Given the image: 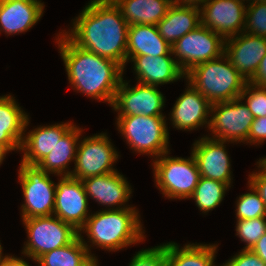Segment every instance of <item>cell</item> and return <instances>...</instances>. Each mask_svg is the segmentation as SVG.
Segmentation results:
<instances>
[{"instance_id": "1", "label": "cell", "mask_w": 266, "mask_h": 266, "mask_svg": "<svg viewBox=\"0 0 266 266\" xmlns=\"http://www.w3.org/2000/svg\"><path fill=\"white\" fill-rule=\"evenodd\" d=\"M64 34L78 47L117 62L127 63L129 25L113 0H91Z\"/></svg>"}, {"instance_id": "2", "label": "cell", "mask_w": 266, "mask_h": 266, "mask_svg": "<svg viewBox=\"0 0 266 266\" xmlns=\"http://www.w3.org/2000/svg\"><path fill=\"white\" fill-rule=\"evenodd\" d=\"M59 34L56 42L73 90L111 106L124 69L113 60L78 47L64 33Z\"/></svg>"}, {"instance_id": "3", "label": "cell", "mask_w": 266, "mask_h": 266, "mask_svg": "<svg viewBox=\"0 0 266 266\" xmlns=\"http://www.w3.org/2000/svg\"><path fill=\"white\" fill-rule=\"evenodd\" d=\"M83 231V232H82ZM87 233L92 246L119 251L144 240L145 232L137 208L99 210L91 213L79 235Z\"/></svg>"}, {"instance_id": "4", "label": "cell", "mask_w": 266, "mask_h": 266, "mask_svg": "<svg viewBox=\"0 0 266 266\" xmlns=\"http://www.w3.org/2000/svg\"><path fill=\"white\" fill-rule=\"evenodd\" d=\"M184 79L211 104L240 98L248 82L225 54L195 65L185 73Z\"/></svg>"}, {"instance_id": "5", "label": "cell", "mask_w": 266, "mask_h": 266, "mask_svg": "<svg viewBox=\"0 0 266 266\" xmlns=\"http://www.w3.org/2000/svg\"><path fill=\"white\" fill-rule=\"evenodd\" d=\"M165 118L144 115L118 116L116 124L131 150L156 159L170 152L169 130Z\"/></svg>"}, {"instance_id": "6", "label": "cell", "mask_w": 266, "mask_h": 266, "mask_svg": "<svg viewBox=\"0 0 266 266\" xmlns=\"http://www.w3.org/2000/svg\"><path fill=\"white\" fill-rule=\"evenodd\" d=\"M169 152L153 159L154 181L163 196L169 199H189L200 179L197 163L189 158L171 157Z\"/></svg>"}, {"instance_id": "7", "label": "cell", "mask_w": 266, "mask_h": 266, "mask_svg": "<svg viewBox=\"0 0 266 266\" xmlns=\"http://www.w3.org/2000/svg\"><path fill=\"white\" fill-rule=\"evenodd\" d=\"M28 240L24 242L23 256L37 261L42 255L70 244L78 235L71 224L50 215L22 219Z\"/></svg>"}, {"instance_id": "8", "label": "cell", "mask_w": 266, "mask_h": 266, "mask_svg": "<svg viewBox=\"0 0 266 266\" xmlns=\"http://www.w3.org/2000/svg\"><path fill=\"white\" fill-rule=\"evenodd\" d=\"M18 180L22 187L24 203L21 205V218L53 215L55 205L56 184L51 180L50 173L37 165L20 163Z\"/></svg>"}, {"instance_id": "9", "label": "cell", "mask_w": 266, "mask_h": 266, "mask_svg": "<svg viewBox=\"0 0 266 266\" xmlns=\"http://www.w3.org/2000/svg\"><path fill=\"white\" fill-rule=\"evenodd\" d=\"M224 51L225 39L202 25L172 45L174 59L184 73L197 64L219 58Z\"/></svg>"}, {"instance_id": "10", "label": "cell", "mask_w": 266, "mask_h": 266, "mask_svg": "<svg viewBox=\"0 0 266 266\" xmlns=\"http://www.w3.org/2000/svg\"><path fill=\"white\" fill-rule=\"evenodd\" d=\"M241 101V98H237L211 105L208 130L212 132V138L245 144L254 117Z\"/></svg>"}, {"instance_id": "11", "label": "cell", "mask_w": 266, "mask_h": 266, "mask_svg": "<svg viewBox=\"0 0 266 266\" xmlns=\"http://www.w3.org/2000/svg\"><path fill=\"white\" fill-rule=\"evenodd\" d=\"M106 134H94L79 140L71 177L83 180L117 171L113 164L119 159V155Z\"/></svg>"}, {"instance_id": "12", "label": "cell", "mask_w": 266, "mask_h": 266, "mask_svg": "<svg viewBox=\"0 0 266 266\" xmlns=\"http://www.w3.org/2000/svg\"><path fill=\"white\" fill-rule=\"evenodd\" d=\"M165 98L156 85L136 83L130 87L129 81L121 80L111 107L118 116H164L162 109Z\"/></svg>"}, {"instance_id": "13", "label": "cell", "mask_w": 266, "mask_h": 266, "mask_svg": "<svg viewBox=\"0 0 266 266\" xmlns=\"http://www.w3.org/2000/svg\"><path fill=\"white\" fill-rule=\"evenodd\" d=\"M245 18V0H207L200 7L201 25L224 39L242 33Z\"/></svg>"}, {"instance_id": "14", "label": "cell", "mask_w": 266, "mask_h": 266, "mask_svg": "<svg viewBox=\"0 0 266 266\" xmlns=\"http://www.w3.org/2000/svg\"><path fill=\"white\" fill-rule=\"evenodd\" d=\"M88 206V196L82 180L60 176L56 184L53 215L79 231L90 216Z\"/></svg>"}, {"instance_id": "15", "label": "cell", "mask_w": 266, "mask_h": 266, "mask_svg": "<svg viewBox=\"0 0 266 266\" xmlns=\"http://www.w3.org/2000/svg\"><path fill=\"white\" fill-rule=\"evenodd\" d=\"M228 141L203 136L193 144L191 154L197 163L200 176L217 180L231 187V162L225 143Z\"/></svg>"}, {"instance_id": "16", "label": "cell", "mask_w": 266, "mask_h": 266, "mask_svg": "<svg viewBox=\"0 0 266 266\" xmlns=\"http://www.w3.org/2000/svg\"><path fill=\"white\" fill-rule=\"evenodd\" d=\"M224 54L234 68L249 82L256 74L266 54V37L251 35L243 31L225 39Z\"/></svg>"}, {"instance_id": "17", "label": "cell", "mask_w": 266, "mask_h": 266, "mask_svg": "<svg viewBox=\"0 0 266 266\" xmlns=\"http://www.w3.org/2000/svg\"><path fill=\"white\" fill-rule=\"evenodd\" d=\"M82 182L88 199L90 196V198H93L98 204L105 205V210L136 208L126 205L131 198L132 188L126 178L118 171L87 177L83 179ZM115 206L117 207L115 208Z\"/></svg>"}, {"instance_id": "18", "label": "cell", "mask_w": 266, "mask_h": 266, "mask_svg": "<svg viewBox=\"0 0 266 266\" xmlns=\"http://www.w3.org/2000/svg\"><path fill=\"white\" fill-rule=\"evenodd\" d=\"M187 89L177 98L170 120L173 128L191 131L202 126L209 127L211 103L189 82Z\"/></svg>"}, {"instance_id": "19", "label": "cell", "mask_w": 266, "mask_h": 266, "mask_svg": "<svg viewBox=\"0 0 266 266\" xmlns=\"http://www.w3.org/2000/svg\"><path fill=\"white\" fill-rule=\"evenodd\" d=\"M29 117H27L24 127V137L20 146L23 152L21 162L29 165H37L45 158L60 141L61 137L74 125L73 123H56L47 126H38L27 132L29 125Z\"/></svg>"}, {"instance_id": "20", "label": "cell", "mask_w": 266, "mask_h": 266, "mask_svg": "<svg viewBox=\"0 0 266 266\" xmlns=\"http://www.w3.org/2000/svg\"><path fill=\"white\" fill-rule=\"evenodd\" d=\"M41 0H0V34L27 32L43 16Z\"/></svg>"}, {"instance_id": "21", "label": "cell", "mask_w": 266, "mask_h": 266, "mask_svg": "<svg viewBox=\"0 0 266 266\" xmlns=\"http://www.w3.org/2000/svg\"><path fill=\"white\" fill-rule=\"evenodd\" d=\"M173 58L172 56L141 55L134 56L129 61L134 62L133 69L138 83L158 86L185 78V73Z\"/></svg>"}, {"instance_id": "22", "label": "cell", "mask_w": 266, "mask_h": 266, "mask_svg": "<svg viewBox=\"0 0 266 266\" xmlns=\"http://www.w3.org/2000/svg\"><path fill=\"white\" fill-rule=\"evenodd\" d=\"M173 56L172 46L159 34L156 25H129L127 62L134 56Z\"/></svg>"}, {"instance_id": "23", "label": "cell", "mask_w": 266, "mask_h": 266, "mask_svg": "<svg viewBox=\"0 0 266 266\" xmlns=\"http://www.w3.org/2000/svg\"><path fill=\"white\" fill-rule=\"evenodd\" d=\"M200 25V7L178 5L173 2L165 17L156 26L159 34L172 46Z\"/></svg>"}, {"instance_id": "24", "label": "cell", "mask_w": 266, "mask_h": 266, "mask_svg": "<svg viewBox=\"0 0 266 266\" xmlns=\"http://www.w3.org/2000/svg\"><path fill=\"white\" fill-rule=\"evenodd\" d=\"M82 131L81 128L73 125L37 166L47 173L58 175V177L70 176L72 171L69 170L68 165L71 161L75 163L76 150Z\"/></svg>"}, {"instance_id": "25", "label": "cell", "mask_w": 266, "mask_h": 266, "mask_svg": "<svg viewBox=\"0 0 266 266\" xmlns=\"http://www.w3.org/2000/svg\"><path fill=\"white\" fill-rule=\"evenodd\" d=\"M128 25H157L167 14L173 0H113Z\"/></svg>"}, {"instance_id": "26", "label": "cell", "mask_w": 266, "mask_h": 266, "mask_svg": "<svg viewBox=\"0 0 266 266\" xmlns=\"http://www.w3.org/2000/svg\"><path fill=\"white\" fill-rule=\"evenodd\" d=\"M83 238L78 235L70 244L45 253L37 261L42 266H99L91 245Z\"/></svg>"}, {"instance_id": "27", "label": "cell", "mask_w": 266, "mask_h": 266, "mask_svg": "<svg viewBox=\"0 0 266 266\" xmlns=\"http://www.w3.org/2000/svg\"><path fill=\"white\" fill-rule=\"evenodd\" d=\"M218 244L189 243L180 248L178 243H167V266H217Z\"/></svg>"}, {"instance_id": "28", "label": "cell", "mask_w": 266, "mask_h": 266, "mask_svg": "<svg viewBox=\"0 0 266 266\" xmlns=\"http://www.w3.org/2000/svg\"><path fill=\"white\" fill-rule=\"evenodd\" d=\"M11 94L0 96V127L21 146L28 114L19 106Z\"/></svg>"}, {"instance_id": "29", "label": "cell", "mask_w": 266, "mask_h": 266, "mask_svg": "<svg viewBox=\"0 0 266 266\" xmlns=\"http://www.w3.org/2000/svg\"><path fill=\"white\" fill-rule=\"evenodd\" d=\"M229 187L228 184L200 176L194 193L189 199L195 200L199 210L206 214L220 205Z\"/></svg>"}, {"instance_id": "30", "label": "cell", "mask_w": 266, "mask_h": 266, "mask_svg": "<svg viewBox=\"0 0 266 266\" xmlns=\"http://www.w3.org/2000/svg\"><path fill=\"white\" fill-rule=\"evenodd\" d=\"M250 192L239 196L236 202L237 220L266 217V206L260 195L249 185Z\"/></svg>"}, {"instance_id": "31", "label": "cell", "mask_w": 266, "mask_h": 266, "mask_svg": "<svg viewBox=\"0 0 266 266\" xmlns=\"http://www.w3.org/2000/svg\"><path fill=\"white\" fill-rule=\"evenodd\" d=\"M236 235L245 243L243 249H251L266 233V217L236 221Z\"/></svg>"}, {"instance_id": "32", "label": "cell", "mask_w": 266, "mask_h": 266, "mask_svg": "<svg viewBox=\"0 0 266 266\" xmlns=\"http://www.w3.org/2000/svg\"><path fill=\"white\" fill-rule=\"evenodd\" d=\"M244 32L266 37V2L250 1L246 6Z\"/></svg>"}, {"instance_id": "33", "label": "cell", "mask_w": 266, "mask_h": 266, "mask_svg": "<svg viewBox=\"0 0 266 266\" xmlns=\"http://www.w3.org/2000/svg\"><path fill=\"white\" fill-rule=\"evenodd\" d=\"M240 98L241 100L246 98L244 103L254 118L266 116V87H259L247 82Z\"/></svg>"}, {"instance_id": "34", "label": "cell", "mask_w": 266, "mask_h": 266, "mask_svg": "<svg viewBox=\"0 0 266 266\" xmlns=\"http://www.w3.org/2000/svg\"><path fill=\"white\" fill-rule=\"evenodd\" d=\"M129 266H167V243L141 249L133 256Z\"/></svg>"}, {"instance_id": "35", "label": "cell", "mask_w": 266, "mask_h": 266, "mask_svg": "<svg viewBox=\"0 0 266 266\" xmlns=\"http://www.w3.org/2000/svg\"><path fill=\"white\" fill-rule=\"evenodd\" d=\"M221 266H266V263L250 249H242Z\"/></svg>"}, {"instance_id": "36", "label": "cell", "mask_w": 266, "mask_h": 266, "mask_svg": "<svg viewBox=\"0 0 266 266\" xmlns=\"http://www.w3.org/2000/svg\"><path fill=\"white\" fill-rule=\"evenodd\" d=\"M266 140V116L254 118L251 124L248 138L245 141L249 144L261 145Z\"/></svg>"}, {"instance_id": "37", "label": "cell", "mask_w": 266, "mask_h": 266, "mask_svg": "<svg viewBox=\"0 0 266 266\" xmlns=\"http://www.w3.org/2000/svg\"><path fill=\"white\" fill-rule=\"evenodd\" d=\"M258 170L249 174L248 184L260 195L266 206V169L257 161Z\"/></svg>"}, {"instance_id": "38", "label": "cell", "mask_w": 266, "mask_h": 266, "mask_svg": "<svg viewBox=\"0 0 266 266\" xmlns=\"http://www.w3.org/2000/svg\"><path fill=\"white\" fill-rule=\"evenodd\" d=\"M0 148H4L8 152L20 151V145L7 133V127H0Z\"/></svg>"}, {"instance_id": "39", "label": "cell", "mask_w": 266, "mask_h": 266, "mask_svg": "<svg viewBox=\"0 0 266 266\" xmlns=\"http://www.w3.org/2000/svg\"><path fill=\"white\" fill-rule=\"evenodd\" d=\"M249 82L259 87H266V54L261 60L256 74Z\"/></svg>"}, {"instance_id": "40", "label": "cell", "mask_w": 266, "mask_h": 266, "mask_svg": "<svg viewBox=\"0 0 266 266\" xmlns=\"http://www.w3.org/2000/svg\"><path fill=\"white\" fill-rule=\"evenodd\" d=\"M266 263V233L250 249Z\"/></svg>"}, {"instance_id": "41", "label": "cell", "mask_w": 266, "mask_h": 266, "mask_svg": "<svg viewBox=\"0 0 266 266\" xmlns=\"http://www.w3.org/2000/svg\"><path fill=\"white\" fill-rule=\"evenodd\" d=\"M0 266H31L27 261L22 258L15 257L14 255H6Z\"/></svg>"}, {"instance_id": "42", "label": "cell", "mask_w": 266, "mask_h": 266, "mask_svg": "<svg viewBox=\"0 0 266 266\" xmlns=\"http://www.w3.org/2000/svg\"><path fill=\"white\" fill-rule=\"evenodd\" d=\"M178 5L201 7L207 0H173Z\"/></svg>"}, {"instance_id": "43", "label": "cell", "mask_w": 266, "mask_h": 266, "mask_svg": "<svg viewBox=\"0 0 266 266\" xmlns=\"http://www.w3.org/2000/svg\"><path fill=\"white\" fill-rule=\"evenodd\" d=\"M6 153L8 154L9 152L4 148H0V165L3 163Z\"/></svg>"}, {"instance_id": "44", "label": "cell", "mask_w": 266, "mask_h": 266, "mask_svg": "<svg viewBox=\"0 0 266 266\" xmlns=\"http://www.w3.org/2000/svg\"><path fill=\"white\" fill-rule=\"evenodd\" d=\"M258 162L266 169V157H262V159H259Z\"/></svg>"}, {"instance_id": "45", "label": "cell", "mask_w": 266, "mask_h": 266, "mask_svg": "<svg viewBox=\"0 0 266 266\" xmlns=\"http://www.w3.org/2000/svg\"><path fill=\"white\" fill-rule=\"evenodd\" d=\"M2 250H3V247L1 246V243H0V264L2 263L3 259L6 257V255H4L2 253ZM4 255V256H3Z\"/></svg>"}, {"instance_id": "46", "label": "cell", "mask_w": 266, "mask_h": 266, "mask_svg": "<svg viewBox=\"0 0 266 266\" xmlns=\"http://www.w3.org/2000/svg\"><path fill=\"white\" fill-rule=\"evenodd\" d=\"M248 2L249 1H262V2H266V0H247Z\"/></svg>"}]
</instances>
